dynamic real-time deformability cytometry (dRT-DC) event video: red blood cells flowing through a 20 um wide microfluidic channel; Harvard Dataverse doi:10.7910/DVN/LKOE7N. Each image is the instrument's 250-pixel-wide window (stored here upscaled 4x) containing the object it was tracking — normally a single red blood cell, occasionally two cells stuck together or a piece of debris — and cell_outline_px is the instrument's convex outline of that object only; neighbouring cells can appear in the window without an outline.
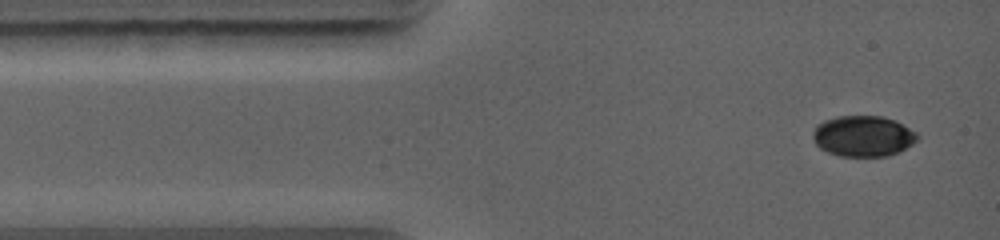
{"species": "common noctule bat (a hibernating species)", "species_latin": "Nyctalus noctula", "temperature_condition": "warm", "stored_images_in_passage": 3, "camera_frame_rate_fps": 5000, "um_per_image_px": 0.085, "animal": {"sex": "female", "body_mass_g": 19.0, "forearm_length_mm": 56.7}, "frame": {"image": 1, "passage_image": 1, "time_ms": 0.0, "image_size_px": [1000, 240], "cell_outline_px": [[920, 140], [888, 156], [840, 156], [828, 152], [820, 148], [816, 144], [812, 136], [812, 132], [816, 124], [824, 120], [836, 116], [884, 116], [896, 120], [916, 132], [920, 136]], "centroid_in_image_um": [73.36, 11.55], "position_along_channel_um": 11.6, "area_um2": 25.09}}
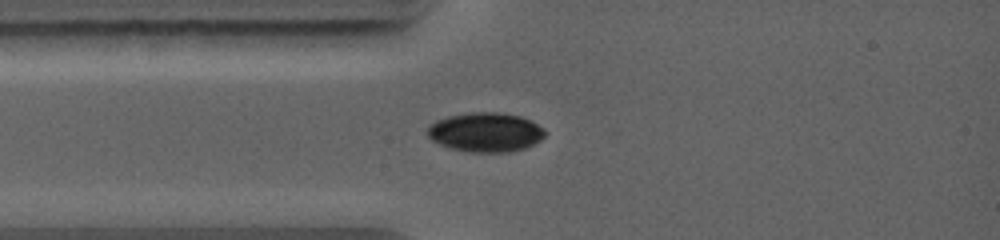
{"frame": {"image": 2, "passage_image": 3, "time_ms": 1.8, "image_size_px": [1000, 240], "cell_outline_px": [[544, 136], [540, 140], [524, 148], [512, 152], [468, 152], [452, 148], [440, 144], [432, 140], [428, 136], [428, 124], [436, 120], [448, 116], [468, 112], [496, 112], [520, 116], [532, 120], [544, 128]], "centroid_in_image_um": [41.27, 11.23], "position_along_channel_um": 43.7, "area_um2": 26.99}}